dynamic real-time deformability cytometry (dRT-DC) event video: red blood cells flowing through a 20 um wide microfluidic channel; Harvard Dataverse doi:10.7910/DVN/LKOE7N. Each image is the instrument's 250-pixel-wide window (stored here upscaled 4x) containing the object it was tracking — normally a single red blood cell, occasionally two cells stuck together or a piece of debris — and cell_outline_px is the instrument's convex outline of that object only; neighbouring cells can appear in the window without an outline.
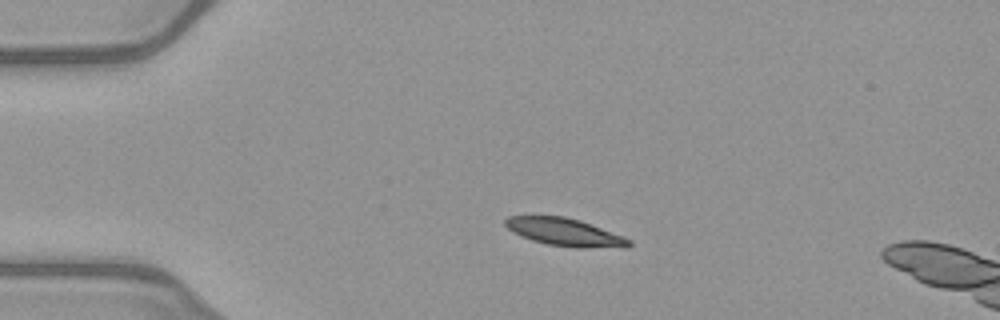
{"species": "common noctule bat (a hibernating species)", "species_latin": "Nyctalus noctula", "temperature_condition": "warm", "stored_images_in_passage": 6, "camera_frame_rate_fps": 3000, "um_per_image_px": 0.085, "animal": {"sex": "female", "body_mass_g": 21.9}, "frame": {"image": 1, "passage_image": 1, "time_ms": 0.0, "image_size_px": [1000, 320], "cell_outline_px": [[632, 244], [628, 248], [576, 248], [548, 244], [532, 240], [520, 236], [512, 232], [504, 224], [504, 220], [508, 216], [564, 216], [580, 220], [624, 236], [632, 240]], "centroid_in_image_um": [48.06, 19.75], "position_along_channel_um": 36.9, "area_um2": 20.23}}